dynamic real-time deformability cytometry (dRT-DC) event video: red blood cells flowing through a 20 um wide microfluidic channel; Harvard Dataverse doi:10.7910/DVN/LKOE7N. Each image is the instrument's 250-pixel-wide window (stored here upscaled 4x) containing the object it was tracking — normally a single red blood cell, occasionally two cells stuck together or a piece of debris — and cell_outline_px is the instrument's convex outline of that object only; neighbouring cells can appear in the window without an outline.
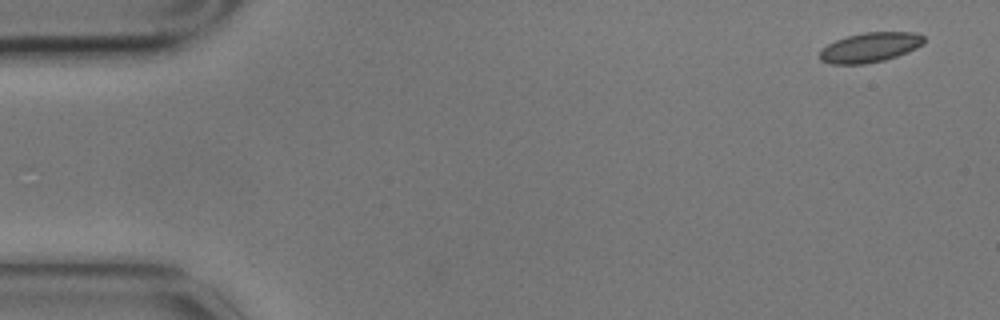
{"species": "common noctule bat (a hibernating species)", "species_latin": "Nyctalus noctula", "temperature_condition": "cold", "stored_images_in_passage": 4, "camera_frame_rate_fps": 3000, "um_per_image_px": 0.085, "animal": {"sex": "male", "body_mass_g": 17.9}, "frame": {"image": 1, "passage_image": 1, "time_ms": 0.0, "image_size_px": [1000, 320], "cell_outline_px": [[924, 44], [908, 52], [884, 60], [864, 64], [832, 64], [820, 60], [820, 52], [828, 44], [836, 40], [848, 36], [864, 32], [916, 32], [924, 36]], "centroid_in_image_um": [73.98, 4.02], "position_along_channel_um": 11.0, "area_um2": 17.98}}
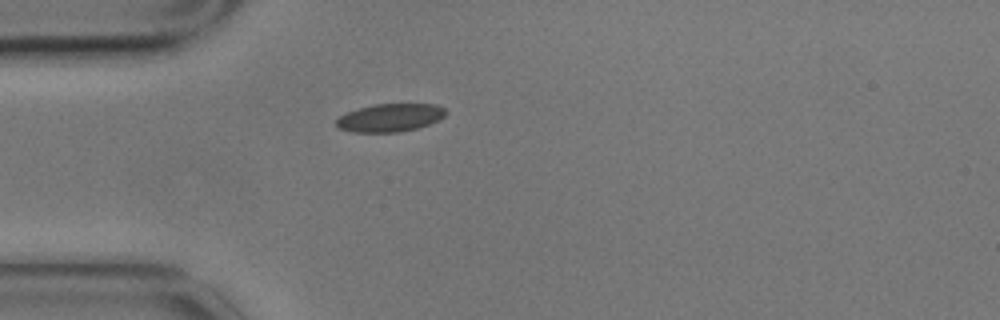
{"frame": {"image": 2, "passage_image": 4, "time_ms": 1.0, "image_size_px": [1000, 320], "cell_outline_px": [[448, 112], [444, 116], [428, 124], [416, 128], [400, 132], [352, 132], [340, 128], [336, 124], [336, 120], [340, 116], [348, 112], [360, 108], [376, 104], [436, 104], [444, 108]], "centroid_in_image_um": [33.17, 10.0], "position_along_channel_um": 51.8, "area_um2": 17.63}}